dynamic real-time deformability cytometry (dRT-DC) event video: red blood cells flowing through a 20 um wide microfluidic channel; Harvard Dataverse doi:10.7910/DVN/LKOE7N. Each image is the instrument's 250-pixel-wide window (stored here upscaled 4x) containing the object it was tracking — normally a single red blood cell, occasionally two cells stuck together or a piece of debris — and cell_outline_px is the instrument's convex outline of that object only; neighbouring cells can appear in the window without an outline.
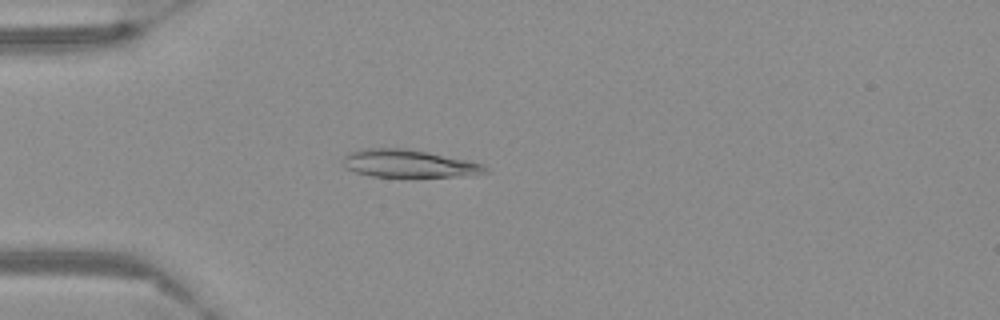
{"species": "Egyptian fruit bat (a non-hibernating species)", "species_latin": "Rousettus aegyptiacus", "temperature_condition": "warm", "stored_images_in_passage": 53, "camera_frame_rate_fps": 3000, "um_per_image_px": 0.085, "frame": {"image": 1, "passage_image": 13, "time_ms": 4.0, "image_size_px": [1000, 320], "cell_outline_px": [[488, 172], [452, 176], [372, 176], [356, 172], [344, 168], [344, 156], [348, 152], [360, 148], [404, 148], [428, 152], [484, 164], [488, 168]], "centroid_in_image_um": [34.67, 13.88], "position_along_channel_um": 50.3, "area_um2": 22.6}}
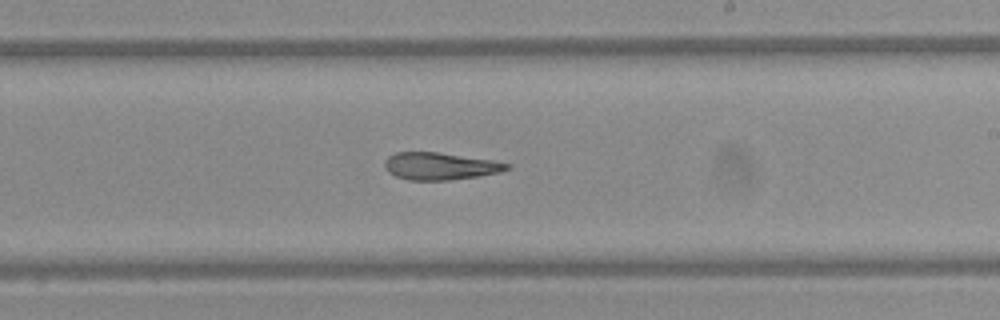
{"frame": {"image": 2, "passage_image": 31, "time_ms": 10.0, "image_size_px": [1000, 320], "cell_outline_px": [[512, 168], [500, 172], [476, 176], [448, 180], [408, 180], [396, 176], [388, 172], [384, 168], [384, 160], [388, 156], [396, 152], [436, 152], [492, 160], [512, 164]], "centroid_in_image_um": [37.39, 14.12], "position_along_channel_um": 251.6, "area_um2": 19.42}}
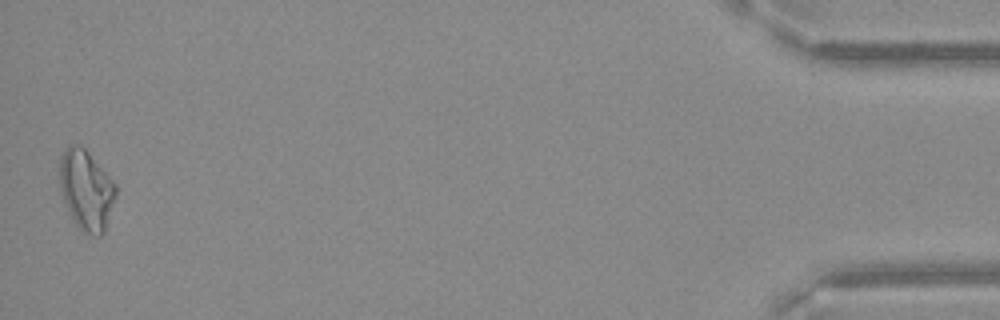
{"frame": {"image": 3, "passage_image": 53, "time_ms": 17.333, "image_size_px": [1000, 320], "cell_outline_px": [[116, 196], [104, 232], [100, 236], [92, 236], [84, 232], [72, 220], [64, 200], [60, 188], [60, 156], [68, 144], [80, 144], [88, 152], [116, 184]], "centroid_in_image_um": [7.33, 16.14], "position_along_channel_um": 427.9, "area_um2": 26.13}}